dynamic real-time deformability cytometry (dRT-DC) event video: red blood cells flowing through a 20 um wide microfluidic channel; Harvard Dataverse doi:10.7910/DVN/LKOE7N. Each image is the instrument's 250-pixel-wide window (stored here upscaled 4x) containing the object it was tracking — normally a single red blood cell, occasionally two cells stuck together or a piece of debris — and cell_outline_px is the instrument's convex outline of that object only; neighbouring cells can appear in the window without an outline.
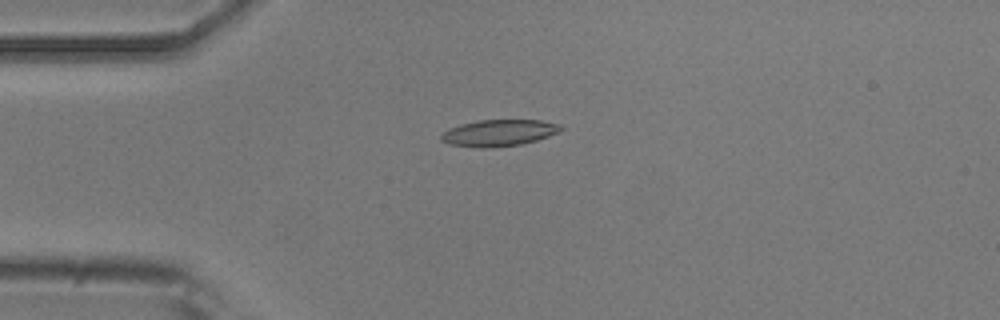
{"species": "common noctule bat (a hibernating species)", "species_latin": "Nyctalus noctula", "temperature_condition": "room temperature", "stored_images_in_passage": 2, "camera_frame_rate_fps": 3000, "um_per_image_px": 0.085, "animal": {"sex": "male", "body_mass_g": 20.5, "forearm_length_mm": 52.5}, "frame": {"image": 1, "passage_image": 1, "time_ms": 0.0, "image_size_px": [1000, 320], "cell_outline_px": [[564, 128], [560, 132], [536, 140], [520, 144], [492, 148], [476, 148], [448, 144], [440, 140], [440, 136], [448, 128], [460, 124], [476, 120], [540, 120], [560, 124]], "centroid_in_image_um": [42.38, 11.3], "position_along_channel_um": 42.6, "area_um2": 18.73}}